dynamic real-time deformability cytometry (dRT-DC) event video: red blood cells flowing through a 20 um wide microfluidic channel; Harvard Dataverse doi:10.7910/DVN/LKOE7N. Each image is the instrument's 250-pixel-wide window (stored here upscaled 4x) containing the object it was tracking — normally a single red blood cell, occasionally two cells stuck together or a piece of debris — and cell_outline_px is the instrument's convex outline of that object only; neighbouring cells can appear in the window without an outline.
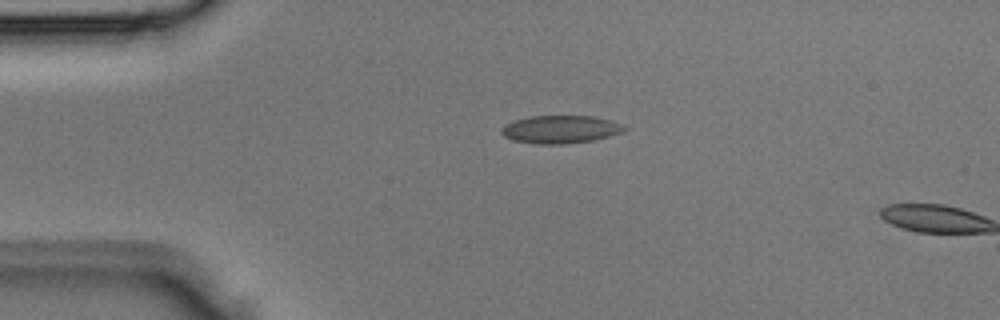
{"species": "Egyptian fruit bat (a non-hibernating species)", "species_latin": "Rousettus aegyptiacus", "temperature_condition": "room temperature", "stored_images_in_passage": 2, "camera_frame_rate_fps": 3000, "um_per_image_px": 0.085, "animal": {"sex": "male"}, "frame": {"image": 1, "passage_image": 1, "time_ms": 0.0, "image_size_px": [1000, 320], "cell_outline_px": [[628, 128], [624, 132], [592, 140], [564, 144], [536, 144], [512, 140], [504, 136], [500, 132], [500, 128], [504, 124], [528, 116], [592, 116], [612, 120], [624, 124]], "centroid_in_image_um": [47.64, 10.99], "position_along_channel_um": 37.4, "area_um2": 20.17}}